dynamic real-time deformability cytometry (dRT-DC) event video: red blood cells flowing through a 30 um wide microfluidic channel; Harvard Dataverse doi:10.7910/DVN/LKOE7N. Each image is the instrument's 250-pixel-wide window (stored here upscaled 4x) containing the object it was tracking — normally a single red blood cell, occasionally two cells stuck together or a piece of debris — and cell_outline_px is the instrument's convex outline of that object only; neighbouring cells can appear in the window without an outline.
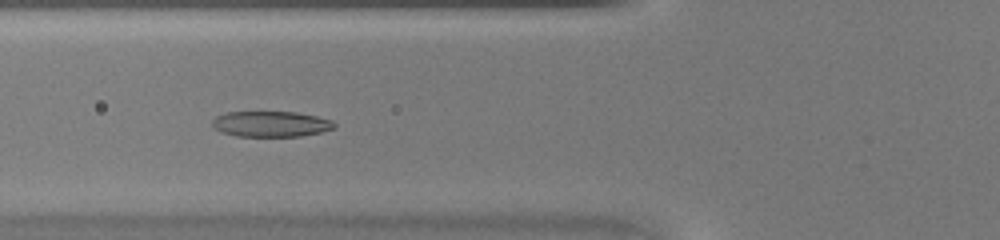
{"species": "common noctule bat (a hibernating species)", "species_latin": "Nyctalus noctula", "temperature_condition": "warm", "stored_images_in_passage": 39, "camera_frame_rate_fps": 3000, "um_per_image_px": 0.085, "animal": {"sex": "female", "body_mass_g": 20.0, "forearm_length_mm": 54.0}, "frame": {"image": 1, "passage_image": 11, "time_ms": 3.333, "image_size_px": [1000, 240], "cell_outline_px": [[336, 128], [320, 132], [300, 136], [236, 136], [220, 132], [212, 128], [212, 120], [216, 116], [228, 112], [296, 112], [316, 116], [332, 120], [336, 124]], "centroid_in_image_um": [23.01, 10.54], "position_along_channel_um": 102.8, "area_um2": 18.32}}
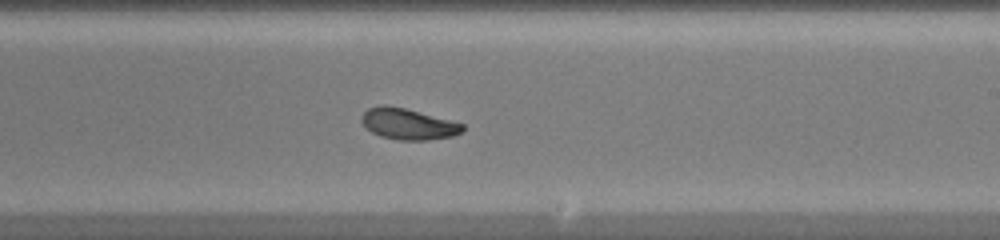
{"frame": {"image": 2, "passage_image": 21, "time_ms": 6.667, "image_size_px": [1000, 240], "cell_outline_px": [[464, 132], [452, 136], [428, 140], [396, 140], [380, 136], [372, 132], [360, 120], [364, 112], [368, 108], [384, 104], [404, 108], [464, 124]], "centroid_in_image_um": [34.69, 10.55], "position_along_channel_um": 254.3, "area_um2": 18.15}}
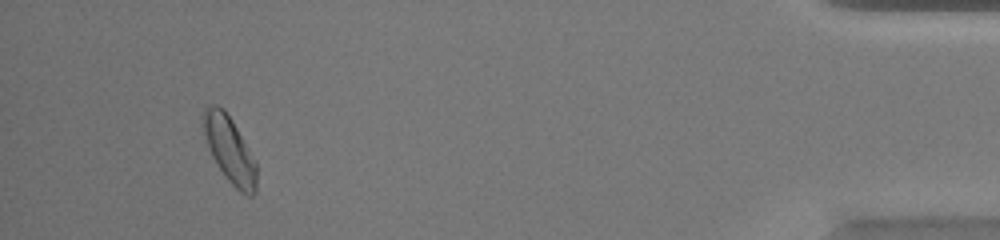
{"frame": {"image": 3, "passage_image": 36, "time_ms": 11.667, "image_size_px": [1000, 240], "cell_outline_px": [[256, 192], [252, 196], [248, 196], [240, 192], [224, 176], [212, 156], [200, 124], [204, 108], [212, 104], [216, 104], [224, 108], [232, 120], [256, 164]], "centroid_in_image_um": [19.47, 12.69], "position_along_channel_um": 415.7, "area_um2": 20.46}}